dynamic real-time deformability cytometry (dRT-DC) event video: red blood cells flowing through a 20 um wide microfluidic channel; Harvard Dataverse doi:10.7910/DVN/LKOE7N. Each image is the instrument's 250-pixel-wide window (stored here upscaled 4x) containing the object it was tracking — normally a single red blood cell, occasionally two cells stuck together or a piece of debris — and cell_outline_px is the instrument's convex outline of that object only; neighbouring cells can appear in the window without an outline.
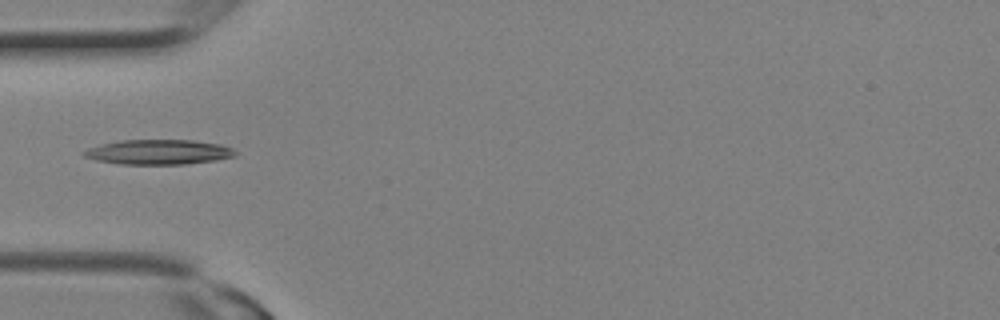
{"species": "Egyptian fruit bat (a non-hibernating species)", "species_latin": "Rousettus aegyptiacus", "temperature_condition": "room temperature", "stored_images_in_passage": 2, "camera_frame_rate_fps": 3000, "um_per_image_px": 0.085, "animal": {"sex": "female"}, "frame": {"image": 1, "passage_image": 1, "time_ms": 0.0, "image_size_px": [1000, 320], "cell_outline_px": [[236, 156], [216, 160], [184, 164], [120, 164], [96, 160], [84, 156], [80, 152], [88, 148], [100, 144], [116, 140], [192, 140], [220, 144], [232, 148], [236, 152]], "centroid_in_image_um": [13.45, 12.92], "position_along_channel_um": 71.6, "area_um2": 22.02}}